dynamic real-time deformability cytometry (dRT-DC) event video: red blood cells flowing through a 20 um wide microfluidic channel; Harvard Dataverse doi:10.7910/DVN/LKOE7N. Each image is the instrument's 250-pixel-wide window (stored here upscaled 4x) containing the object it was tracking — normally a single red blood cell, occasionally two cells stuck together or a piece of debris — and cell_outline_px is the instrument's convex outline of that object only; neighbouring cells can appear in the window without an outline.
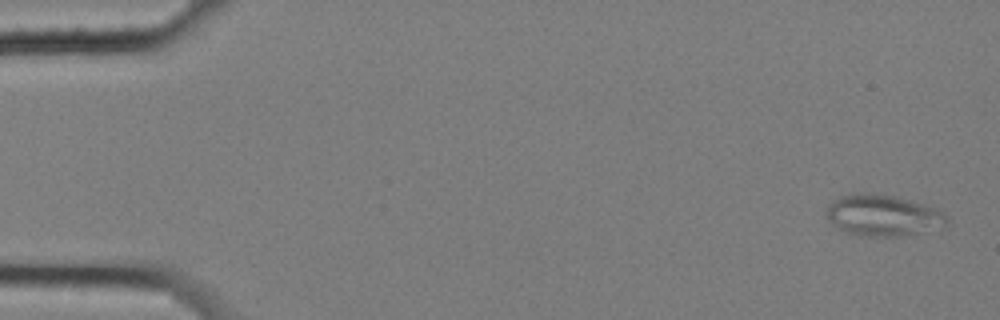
{"species": "common noctule bat (a hibernating species)", "species_latin": "Nyctalus noctula", "temperature_condition": "cold", "stored_images_in_passage": 5, "camera_frame_rate_fps": 3000, "um_per_image_px": 0.085, "animal": {"sex": "female", "body_mass_g": 25.1}, "frame": {"image": 1, "passage_image": 1, "time_ms": 0.0, "image_size_px": [1000, 320], "cell_outline_px": [[948, 224], [900, 236], [868, 236], [848, 232], [832, 224], [824, 212], [840, 196], [852, 192], [864, 192], [896, 196], [936, 208], [948, 216]], "centroid_in_image_um": [75.03, 18.28], "position_along_channel_um": 10.0, "area_um2": 28.44}}
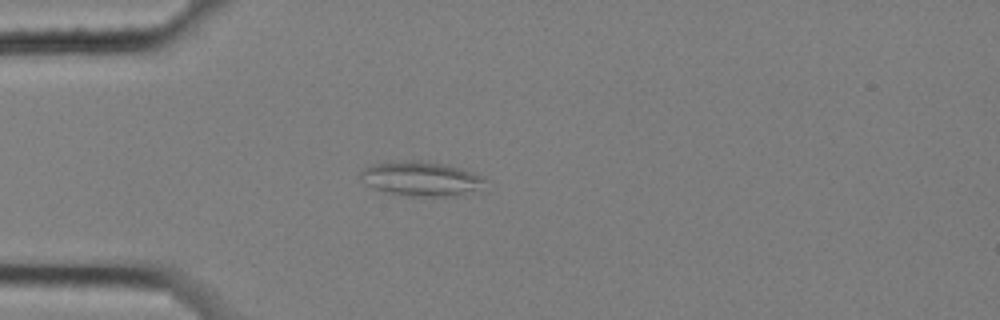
{"frame": {"image": 2, "passage_image": 5, "time_ms": 1.333, "image_size_px": [1000, 320], "cell_outline_px": [[488, 180], [464, 196], [408, 196], [388, 192], [372, 188], [360, 180], [360, 172], [364, 168], [372, 164], [404, 160], [420, 160], [444, 164], [460, 168], [484, 176]], "centroid_in_image_um": [35.77, 15.19], "position_along_channel_um": 49.2, "area_um2": 25.14}}